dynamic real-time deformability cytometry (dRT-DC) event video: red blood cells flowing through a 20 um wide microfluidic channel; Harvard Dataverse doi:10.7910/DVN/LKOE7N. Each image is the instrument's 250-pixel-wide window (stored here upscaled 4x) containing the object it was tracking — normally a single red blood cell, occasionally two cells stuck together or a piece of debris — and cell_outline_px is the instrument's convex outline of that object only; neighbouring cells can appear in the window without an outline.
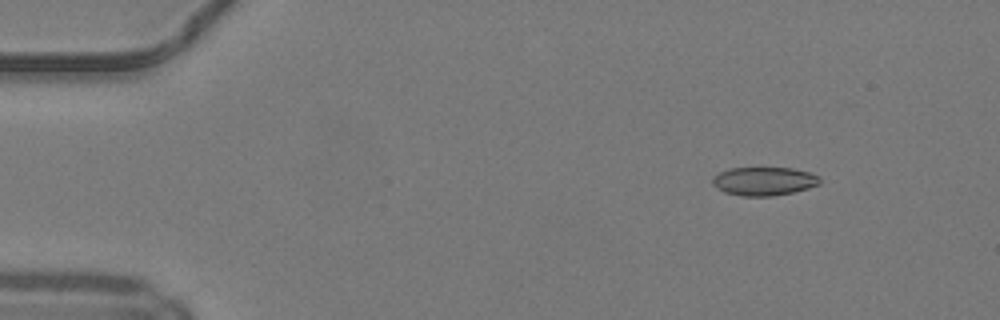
{"species": "common noctule bat (a hibernating species)", "species_latin": "Nyctalus noctula", "temperature_condition": "warm", "stored_images_in_passage": 15, "camera_frame_rate_fps": 3000, "um_per_image_px": 0.085, "animal": {"sex": "male", "body_mass_g": 19.2, "forearm_length_mm": 51.8}, "frame": {"image": 1, "passage_image": 2, "time_ms": 0.333, "image_size_px": [1000, 320], "cell_outline_px": [[820, 184], [808, 188], [792, 192], [772, 196], [744, 196], [724, 192], [712, 184], [712, 180], [720, 172], [728, 168], [792, 168], [808, 172], [820, 176]], "centroid_in_image_um": [64.95, 15.4], "position_along_channel_um": 20.0, "area_um2": 17.69}}
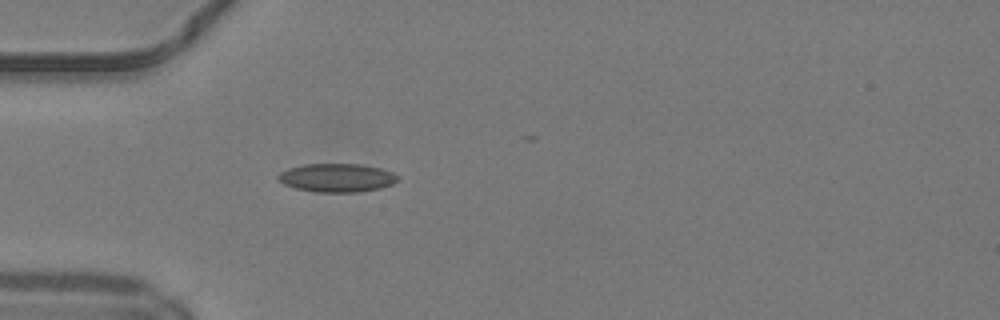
{"frame": {"image": 2, "passage_image": 11, "time_ms": 3.333, "image_size_px": [1000, 320], "cell_outline_px": [[400, 180], [392, 184], [380, 188], [356, 192], [316, 192], [296, 188], [284, 184], [276, 180], [276, 176], [280, 172], [288, 168], [304, 164], [360, 164], [380, 168], [392, 172], [400, 176]], "centroid_in_image_um": [28.63, 15.1], "position_along_channel_um": 56.4, "area_um2": 20.0}}
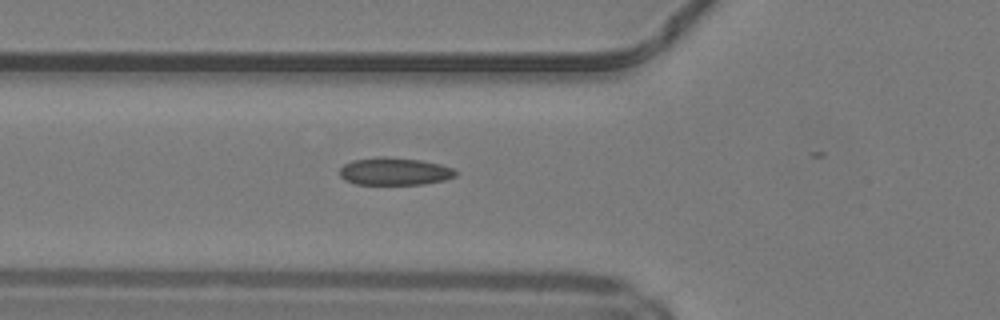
{"frame": {"image": 3, "passage_image": 14, "time_ms": 4.333, "image_size_px": [1000, 320], "cell_outline_px": [[456, 176], [444, 180], [424, 184], [356, 184], [344, 180], [340, 176], [340, 168], [344, 164], [352, 160], [376, 156], [384, 156], [420, 160], [440, 164], [452, 168], [456, 172]], "centroid_in_image_um": [33.5, 14.56], "position_along_channel_um": 92.3, "area_um2": 18.67}}